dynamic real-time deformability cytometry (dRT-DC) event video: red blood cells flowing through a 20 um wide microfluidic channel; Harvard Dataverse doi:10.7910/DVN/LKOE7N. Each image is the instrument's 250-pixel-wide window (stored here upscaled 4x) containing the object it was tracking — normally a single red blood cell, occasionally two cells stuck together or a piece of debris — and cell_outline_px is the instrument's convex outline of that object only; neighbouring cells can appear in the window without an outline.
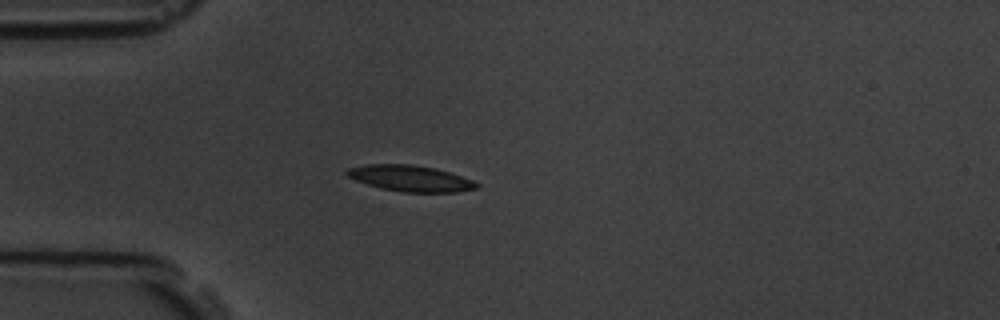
{"species": "common noctule bat (a hibernating species)", "species_latin": "Nyctalus noctula", "temperature_condition": "room temperature", "stored_images_in_passage": 5, "camera_frame_rate_fps": 3000, "um_per_image_px": 0.085, "animal": {"sex": "male", "body_mass_g": 19.5, "forearm_length_mm": 54.6}, "frame": {"image": 1, "passage_image": 3, "time_ms": 3.333, "image_size_px": [1000, 320], "cell_outline_px": [[480, 188], [456, 192], [404, 192], [380, 188], [356, 180], [348, 176], [344, 172], [348, 168], [368, 164], [408, 164], [436, 168], [472, 180], [480, 184]], "centroid_in_image_um": [34.89, 15.16], "position_along_channel_um": 50.1, "area_um2": 19.59}}
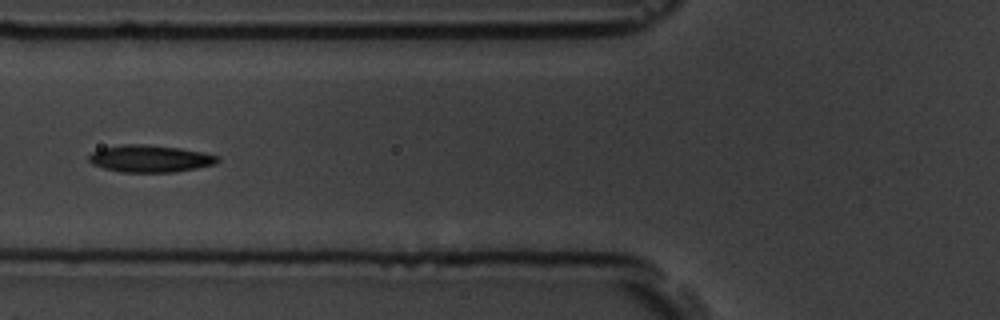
{"frame": {"image": 2, "passage_image": 5, "time_ms": 5.333, "image_size_px": [1000, 320], "cell_outline_px": [[220, 160], [216, 164], [196, 168], [172, 172], [120, 172], [104, 168], [92, 164], [88, 160], [88, 156], [92, 152], [100, 148], [120, 144], [144, 144], [180, 148], [204, 152], [220, 156]], "centroid_in_image_um": [12.75, 13.47], "position_along_channel_um": 113.0, "area_um2": 20.52}}